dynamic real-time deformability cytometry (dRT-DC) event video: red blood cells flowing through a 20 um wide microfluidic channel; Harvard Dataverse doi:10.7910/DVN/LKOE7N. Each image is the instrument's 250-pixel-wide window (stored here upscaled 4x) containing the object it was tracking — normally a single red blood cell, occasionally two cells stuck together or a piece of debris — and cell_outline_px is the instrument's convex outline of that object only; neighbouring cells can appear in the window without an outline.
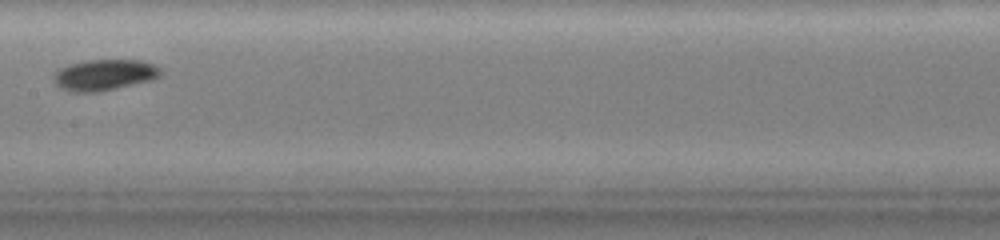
{"species": "common noctule bat (a hibernating species)", "species_latin": "Nyctalus noctula", "temperature_condition": "warm", "stored_images_in_passage": 10, "camera_frame_rate_fps": 3000, "um_per_image_px": 0.085, "animal": {"sex": "female", "body_mass_g": 19.0, "forearm_length_mm": 51.5}, "frame": {"image": 1, "passage_image": 9, "time_ms": 3.667, "image_size_px": [1000, 240], "cell_outline_px": [[160, 76], [148, 80], [108, 88], [84, 92], [68, 88], [60, 84], [56, 80], [56, 72], [60, 68], [68, 64], [88, 60], [140, 60], [152, 64], [160, 68]], "centroid_in_image_um": [8.92, 6.29], "position_along_channel_um": 198.5, "area_um2": 17.86}}